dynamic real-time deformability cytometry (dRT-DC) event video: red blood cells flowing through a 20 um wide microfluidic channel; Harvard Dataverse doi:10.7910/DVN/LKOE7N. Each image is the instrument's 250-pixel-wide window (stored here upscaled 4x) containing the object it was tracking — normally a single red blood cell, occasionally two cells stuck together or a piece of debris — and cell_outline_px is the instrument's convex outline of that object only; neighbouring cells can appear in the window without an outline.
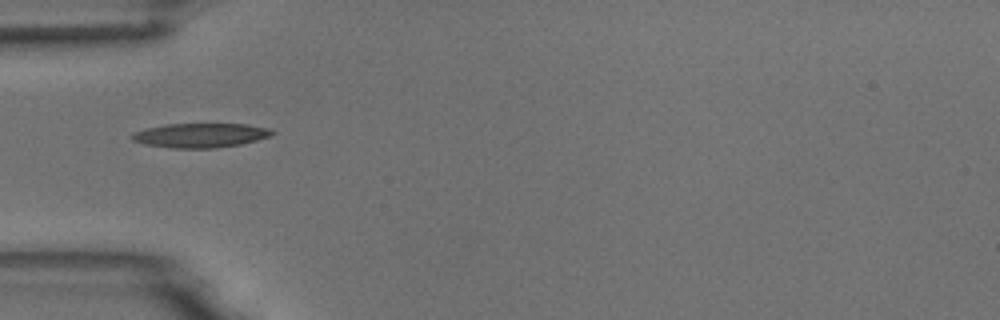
{"species": "common noctule bat (a hibernating species)", "species_latin": "Nyctalus noctula", "temperature_condition": "room temperature", "stored_images_in_passage": 3, "camera_frame_rate_fps": 3000, "um_per_image_px": 0.085, "animal": {"sex": "male", "body_mass_g": 18.8}, "frame": {"image": 1, "passage_image": 1, "time_ms": 0.0, "image_size_px": [1000, 320], "cell_outline_px": [[276, 132], [268, 136], [256, 140], [240, 144], [216, 148], [172, 148], [144, 144], [132, 140], [132, 136], [136, 132], [148, 128], [168, 124], [248, 124], [268, 128]], "centroid_in_image_um": [17.06, 11.5], "position_along_channel_um": 67.9, "area_um2": 19.59}}